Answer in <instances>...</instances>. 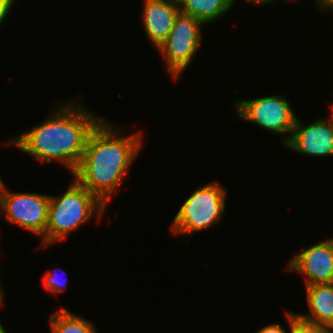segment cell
Instances as JSON below:
<instances>
[{
	"mask_svg": "<svg viewBox=\"0 0 333 333\" xmlns=\"http://www.w3.org/2000/svg\"><path fill=\"white\" fill-rule=\"evenodd\" d=\"M101 117L84 109L79 101H67L42 123L7 141L30 156L52 163L59 161L71 173L78 168L90 132Z\"/></svg>",
	"mask_w": 333,
	"mask_h": 333,
	"instance_id": "cell-1",
	"label": "cell"
},
{
	"mask_svg": "<svg viewBox=\"0 0 333 333\" xmlns=\"http://www.w3.org/2000/svg\"><path fill=\"white\" fill-rule=\"evenodd\" d=\"M121 131L102 118L90 132L82 160L73 173L105 206L114 191L117 193L142 147V131L130 136L120 135Z\"/></svg>",
	"mask_w": 333,
	"mask_h": 333,
	"instance_id": "cell-2",
	"label": "cell"
},
{
	"mask_svg": "<svg viewBox=\"0 0 333 333\" xmlns=\"http://www.w3.org/2000/svg\"><path fill=\"white\" fill-rule=\"evenodd\" d=\"M106 206L75 178L62 196H50L48 222L41 246L65 239L92 216H103Z\"/></svg>",
	"mask_w": 333,
	"mask_h": 333,
	"instance_id": "cell-3",
	"label": "cell"
},
{
	"mask_svg": "<svg viewBox=\"0 0 333 333\" xmlns=\"http://www.w3.org/2000/svg\"><path fill=\"white\" fill-rule=\"evenodd\" d=\"M226 190L213 181L199 187L188 197L173 218L174 235L199 232L221 219L226 208Z\"/></svg>",
	"mask_w": 333,
	"mask_h": 333,
	"instance_id": "cell-4",
	"label": "cell"
},
{
	"mask_svg": "<svg viewBox=\"0 0 333 333\" xmlns=\"http://www.w3.org/2000/svg\"><path fill=\"white\" fill-rule=\"evenodd\" d=\"M201 21L179 13L167 39L157 48L174 80L190 65L202 41Z\"/></svg>",
	"mask_w": 333,
	"mask_h": 333,
	"instance_id": "cell-5",
	"label": "cell"
},
{
	"mask_svg": "<svg viewBox=\"0 0 333 333\" xmlns=\"http://www.w3.org/2000/svg\"><path fill=\"white\" fill-rule=\"evenodd\" d=\"M237 116L250 121L266 131L276 134H286L281 142L285 145L295 127L297 117L290 102L283 95H274L252 100L234 101Z\"/></svg>",
	"mask_w": 333,
	"mask_h": 333,
	"instance_id": "cell-6",
	"label": "cell"
},
{
	"mask_svg": "<svg viewBox=\"0 0 333 333\" xmlns=\"http://www.w3.org/2000/svg\"><path fill=\"white\" fill-rule=\"evenodd\" d=\"M0 177V215L33 234L44 236L50 195L11 192ZM2 211V212H1Z\"/></svg>",
	"mask_w": 333,
	"mask_h": 333,
	"instance_id": "cell-7",
	"label": "cell"
},
{
	"mask_svg": "<svg viewBox=\"0 0 333 333\" xmlns=\"http://www.w3.org/2000/svg\"><path fill=\"white\" fill-rule=\"evenodd\" d=\"M288 149L312 157L333 156V120L317 119L305 126L297 117Z\"/></svg>",
	"mask_w": 333,
	"mask_h": 333,
	"instance_id": "cell-8",
	"label": "cell"
},
{
	"mask_svg": "<svg viewBox=\"0 0 333 333\" xmlns=\"http://www.w3.org/2000/svg\"><path fill=\"white\" fill-rule=\"evenodd\" d=\"M287 268L303 274L305 286L333 283V239L303 250L289 261Z\"/></svg>",
	"mask_w": 333,
	"mask_h": 333,
	"instance_id": "cell-9",
	"label": "cell"
},
{
	"mask_svg": "<svg viewBox=\"0 0 333 333\" xmlns=\"http://www.w3.org/2000/svg\"><path fill=\"white\" fill-rule=\"evenodd\" d=\"M143 27L155 48L169 36L177 15L180 13L177 0H144Z\"/></svg>",
	"mask_w": 333,
	"mask_h": 333,
	"instance_id": "cell-10",
	"label": "cell"
},
{
	"mask_svg": "<svg viewBox=\"0 0 333 333\" xmlns=\"http://www.w3.org/2000/svg\"><path fill=\"white\" fill-rule=\"evenodd\" d=\"M309 314H297L303 320L333 327V283L306 286Z\"/></svg>",
	"mask_w": 333,
	"mask_h": 333,
	"instance_id": "cell-11",
	"label": "cell"
},
{
	"mask_svg": "<svg viewBox=\"0 0 333 333\" xmlns=\"http://www.w3.org/2000/svg\"><path fill=\"white\" fill-rule=\"evenodd\" d=\"M235 2L236 0H177L181 13L196 18L204 25L227 14Z\"/></svg>",
	"mask_w": 333,
	"mask_h": 333,
	"instance_id": "cell-12",
	"label": "cell"
},
{
	"mask_svg": "<svg viewBox=\"0 0 333 333\" xmlns=\"http://www.w3.org/2000/svg\"><path fill=\"white\" fill-rule=\"evenodd\" d=\"M52 333H96L92 323L61 307L49 320Z\"/></svg>",
	"mask_w": 333,
	"mask_h": 333,
	"instance_id": "cell-13",
	"label": "cell"
},
{
	"mask_svg": "<svg viewBox=\"0 0 333 333\" xmlns=\"http://www.w3.org/2000/svg\"><path fill=\"white\" fill-rule=\"evenodd\" d=\"M290 325V333H331V328L300 318L296 313L285 311Z\"/></svg>",
	"mask_w": 333,
	"mask_h": 333,
	"instance_id": "cell-14",
	"label": "cell"
},
{
	"mask_svg": "<svg viewBox=\"0 0 333 333\" xmlns=\"http://www.w3.org/2000/svg\"><path fill=\"white\" fill-rule=\"evenodd\" d=\"M53 271L47 270V273L42 278L43 285L47 291H50L51 293L53 292V294L61 291L63 292L64 288L67 287L65 284L67 282H64L60 277H58L56 272Z\"/></svg>",
	"mask_w": 333,
	"mask_h": 333,
	"instance_id": "cell-15",
	"label": "cell"
},
{
	"mask_svg": "<svg viewBox=\"0 0 333 333\" xmlns=\"http://www.w3.org/2000/svg\"><path fill=\"white\" fill-rule=\"evenodd\" d=\"M14 2L15 0H0V25L11 11Z\"/></svg>",
	"mask_w": 333,
	"mask_h": 333,
	"instance_id": "cell-16",
	"label": "cell"
},
{
	"mask_svg": "<svg viewBox=\"0 0 333 333\" xmlns=\"http://www.w3.org/2000/svg\"><path fill=\"white\" fill-rule=\"evenodd\" d=\"M256 333H287V331L279 324H270L263 327Z\"/></svg>",
	"mask_w": 333,
	"mask_h": 333,
	"instance_id": "cell-17",
	"label": "cell"
},
{
	"mask_svg": "<svg viewBox=\"0 0 333 333\" xmlns=\"http://www.w3.org/2000/svg\"><path fill=\"white\" fill-rule=\"evenodd\" d=\"M315 2L317 3L318 9L321 8V11L327 9L330 11L332 9L331 12L333 14V0H315Z\"/></svg>",
	"mask_w": 333,
	"mask_h": 333,
	"instance_id": "cell-18",
	"label": "cell"
},
{
	"mask_svg": "<svg viewBox=\"0 0 333 333\" xmlns=\"http://www.w3.org/2000/svg\"><path fill=\"white\" fill-rule=\"evenodd\" d=\"M249 2V3H252V4H257V5H261V4H266V3H272L276 0H245V2ZM278 1V0H277Z\"/></svg>",
	"mask_w": 333,
	"mask_h": 333,
	"instance_id": "cell-19",
	"label": "cell"
},
{
	"mask_svg": "<svg viewBox=\"0 0 333 333\" xmlns=\"http://www.w3.org/2000/svg\"><path fill=\"white\" fill-rule=\"evenodd\" d=\"M4 302H3V296H2V290H1V283H0V305L2 306H4V304H3Z\"/></svg>",
	"mask_w": 333,
	"mask_h": 333,
	"instance_id": "cell-20",
	"label": "cell"
},
{
	"mask_svg": "<svg viewBox=\"0 0 333 333\" xmlns=\"http://www.w3.org/2000/svg\"><path fill=\"white\" fill-rule=\"evenodd\" d=\"M0 333H6V330L1 323H0Z\"/></svg>",
	"mask_w": 333,
	"mask_h": 333,
	"instance_id": "cell-21",
	"label": "cell"
}]
</instances>
